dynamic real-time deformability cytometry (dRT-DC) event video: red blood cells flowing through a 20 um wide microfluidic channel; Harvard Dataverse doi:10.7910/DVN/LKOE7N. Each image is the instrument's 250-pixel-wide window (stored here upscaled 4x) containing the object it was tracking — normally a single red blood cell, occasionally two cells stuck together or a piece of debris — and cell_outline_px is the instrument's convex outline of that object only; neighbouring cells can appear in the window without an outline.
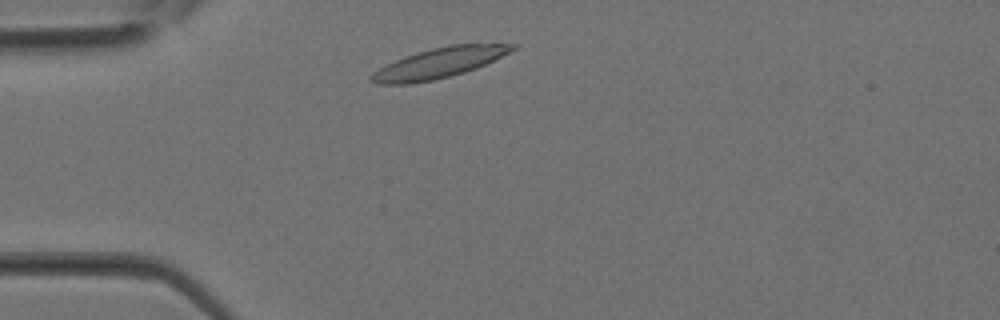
{"species": "Egyptian fruit bat (a non-hibernating species)", "species_latin": "Rousettus aegyptiacus", "temperature_condition": "room temperature", "stored_images_in_passage": 20, "camera_frame_rate_fps": 3000, "um_per_image_px": 0.085, "animal": {"sex": "female"}, "frame": {"image": 1, "passage_image": 2, "time_ms": 0.333, "image_size_px": [1000, 320], "cell_outline_px": [[520, 44], [516, 48], [476, 68], [464, 72], [432, 80], [408, 84], [376, 84], [368, 80], [368, 76], [372, 72], [404, 56], [432, 48], [452, 44]], "centroid_in_image_um": [37.25, 5.36], "position_along_channel_um": 47.7, "area_um2": 24.39}}
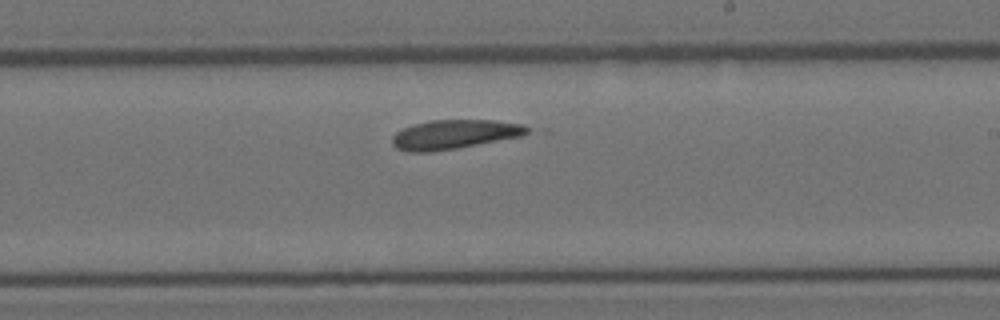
{"frame": {"image": 2, "passage_image": 13, "time_ms": 4.0, "image_size_px": [1000, 320], "cell_outline_px": [[532, 128], [528, 132], [520, 136], [456, 148], [432, 152], [408, 152], [396, 148], [392, 144], [392, 136], [400, 128], [412, 124], [432, 120], [496, 120], [524, 124]], "centroid_in_image_um": [38.58, 11.41], "position_along_channel_um": 250.4, "area_um2": 23.12}}
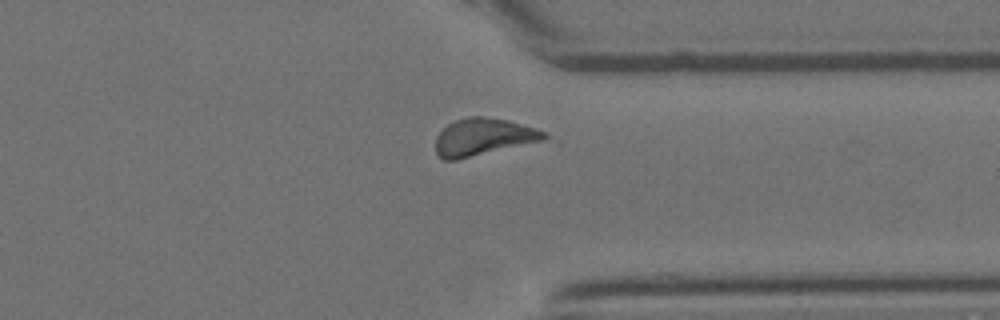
{"frame": {"image": 3, "passage_image": 19, "time_ms": 6.0, "image_size_px": [1000, 320], "cell_outline_px": [[552, 140], [456, 160], [444, 160], [436, 152], [436, 136], [448, 124], [456, 120], [468, 116], [484, 116], [508, 120], [536, 128], [544, 132]], "centroid_in_image_um": [41.16, 11.65], "position_along_channel_um": 370.2, "area_um2": 24.04}}